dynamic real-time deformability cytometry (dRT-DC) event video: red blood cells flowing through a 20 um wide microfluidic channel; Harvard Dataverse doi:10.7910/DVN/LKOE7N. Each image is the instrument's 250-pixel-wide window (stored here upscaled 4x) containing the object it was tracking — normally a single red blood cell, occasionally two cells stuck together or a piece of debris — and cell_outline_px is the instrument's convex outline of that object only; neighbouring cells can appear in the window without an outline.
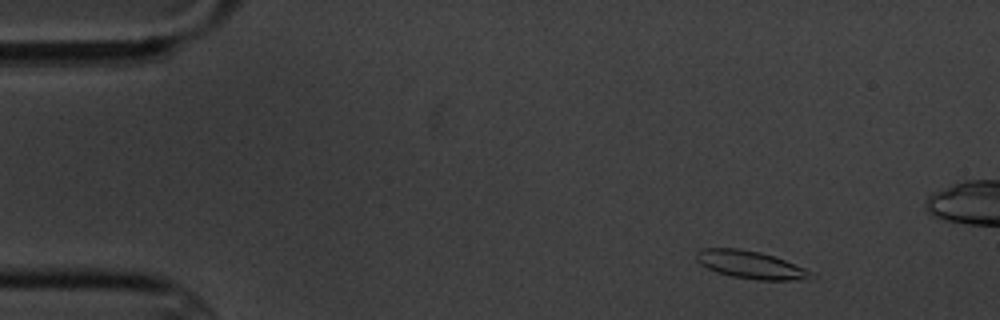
{"species": "common noctule bat (a hibernating species)", "species_latin": "Nyctalus noctula", "temperature_condition": "cold", "stored_images_in_passage": 5, "camera_frame_rate_fps": 3000, "um_per_image_px": 0.085, "animal": {"sex": "male", "body_mass_g": 20.1, "forearm_length_mm": 53.5}, "frame": {"image": 1, "passage_image": 2, "time_ms": 1.0, "image_size_px": [1000, 320], "cell_outline_px": [[816, 276], [812, 280], [760, 280], [732, 276], [716, 272], [700, 264], [696, 260], [696, 252], [704, 248], [740, 248], [760, 252], [784, 260], [804, 268], [812, 272]], "centroid_in_image_um": [63.83, 22.51], "position_along_channel_um": 21.2, "area_um2": 18.55}}